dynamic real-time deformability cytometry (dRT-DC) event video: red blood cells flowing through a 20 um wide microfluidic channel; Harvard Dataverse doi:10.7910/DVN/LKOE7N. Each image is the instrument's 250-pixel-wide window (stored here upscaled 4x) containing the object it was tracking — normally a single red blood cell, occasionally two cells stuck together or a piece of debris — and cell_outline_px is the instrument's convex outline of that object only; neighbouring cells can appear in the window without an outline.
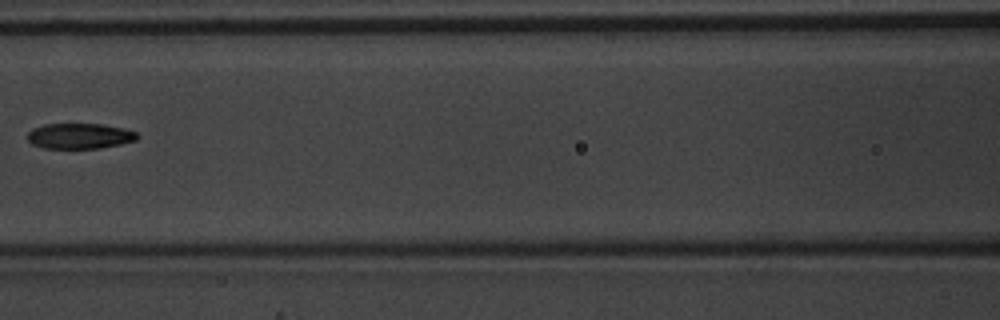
{"species": "common noctule bat (a hibernating species)", "species_latin": "Nyctalus noctula", "temperature_condition": "warm", "stored_images_in_passage": 6, "camera_frame_rate_fps": 3000, "um_per_image_px": 0.085, "animal": {"sex": "male", "body_mass_g": 20.1, "forearm_length_mm": 53.5}, "frame": {"image": 1, "passage_image": 5, "time_ms": 1.333, "image_size_px": [1000, 320], "cell_outline_px": [[140, 136], [136, 140], [120, 144], [100, 148], [44, 148], [32, 144], [28, 140], [28, 132], [32, 128], [44, 124], [100, 124], [124, 128], [136, 132]], "centroid_in_image_um": [6.77, 11.56], "position_along_channel_um": 159.8, "area_um2": 16.3}}
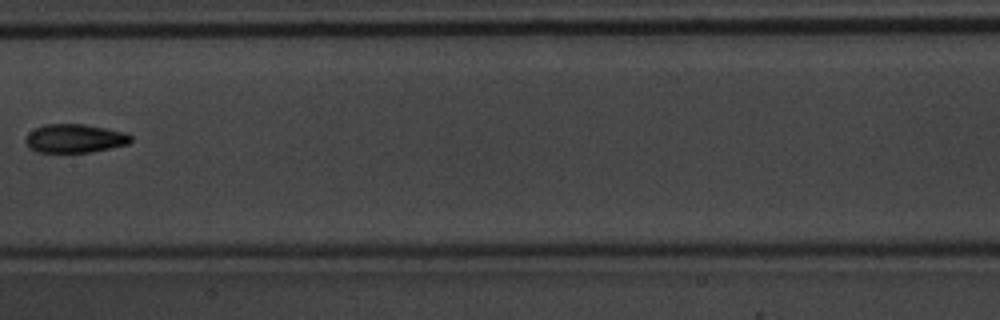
{"frame": {"image": 2, "passage_image": 6, "time_ms": 1.667, "image_size_px": [1000, 320], "cell_outline_px": [[132, 140], [128, 144], [92, 152], [36, 152], [28, 148], [24, 140], [28, 132], [44, 124], [84, 124], [128, 132], [132, 136]], "centroid_in_image_um": [6.35, 11.76], "position_along_channel_um": 201.0, "area_um2": 17.8}}